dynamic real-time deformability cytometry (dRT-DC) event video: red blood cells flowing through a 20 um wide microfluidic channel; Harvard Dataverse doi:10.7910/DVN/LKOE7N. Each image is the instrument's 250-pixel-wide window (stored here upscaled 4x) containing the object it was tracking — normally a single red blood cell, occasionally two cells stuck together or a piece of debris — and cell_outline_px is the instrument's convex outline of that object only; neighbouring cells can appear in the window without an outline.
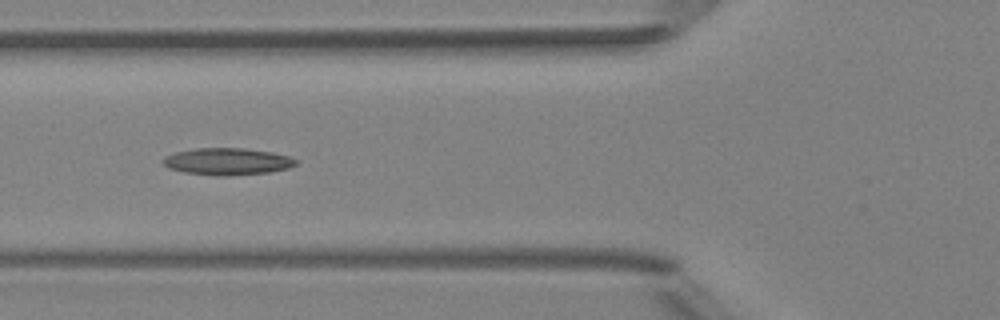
{"species": "Egyptian fruit bat (a non-hibernating species)", "species_latin": "Rousettus aegyptiacus", "temperature_condition": "room temperature", "stored_images_in_passage": 5, "camera_frame_rate_fps": 3000, "um_per_image_px": 0.085, "animal": {"sex": "female"}, "frame": {"image": 1, "passage_image": 5, "time_ms": 4.667, "image_size_px": [1000, 320], "cell_outline_px": [[296, 164], [288, 168], [268, 172], [228, 176], [216, 176], [184, 172], [168, 168], [160, 160], [164, 156], [176, 152], [196, 148], [244, 148], [272, 152], [288, 156], [296, 160]], "centroid_in_image_um": [19.28, 13.73], "position_along_channel_um": 106.5, "area_um2": 20.87}}